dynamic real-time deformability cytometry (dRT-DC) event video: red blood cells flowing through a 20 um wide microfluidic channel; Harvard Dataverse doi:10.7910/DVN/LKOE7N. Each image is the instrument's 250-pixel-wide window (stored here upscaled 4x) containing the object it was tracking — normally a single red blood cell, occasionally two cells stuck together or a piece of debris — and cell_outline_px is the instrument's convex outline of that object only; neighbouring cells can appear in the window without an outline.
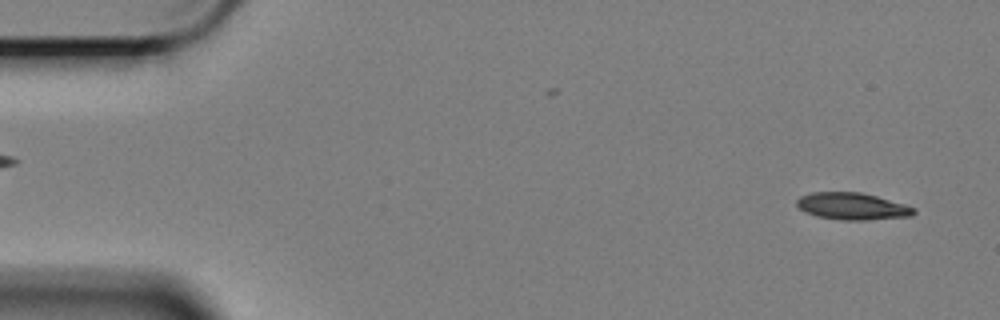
{"species": "Egyptian fruit bat (a non-hibernating species)", "species_latin": "Rousettus aegyptiacus", "temperature_condition": "cold", "stored_images_in_passage": 58, "camera_frame_rate_fps": 3000, "um_per_image_px": 0.085, "animal": {"sex": "female"}, "frame": {"image": 1, "passage_image": 3, "time_ms": 0.667, "image_size_px": [1000, 320], "cell_outline_px": [[916, 212], [912, 216], [868, 220], [840, 220], [816, 216], [800, 208], [796, 204], [796, 200], [800, 196], [812, 192], [860, 192], [876, 196], [904, 204], [916, 208]], "centroid_in_image_um": [72.46, 17.53], "position_along_channel_um": 12.5, "area_um2": 18.38}}
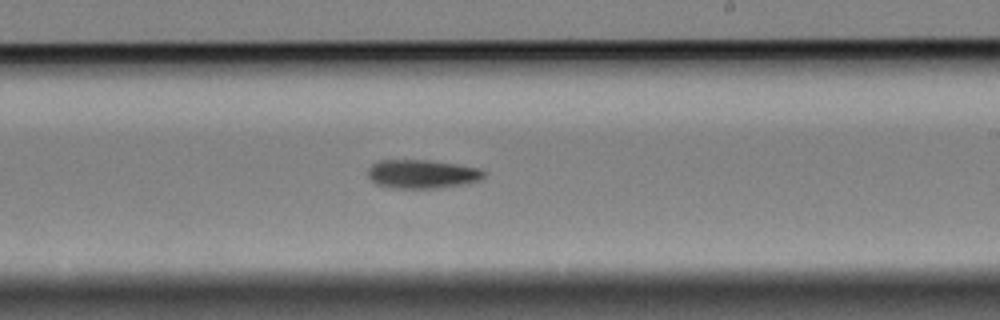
{"frame": {"image": 2, "passage_image": 34, "time_ms": 11.0, "image_size_px": [1000, 320], "cell_outline_px": [[488, 172], [480, 180], [468, 184], [440, 188], [392, 188], [376, 184], [368, 176], [368, 168], [372, 164], [380, 160], [428, 160], [456, 164], [480, 168]], "centroid_in_image_um": [35.92, 14.8], "position_along_channel_um": 253.1, "area_um2": 19.65}}
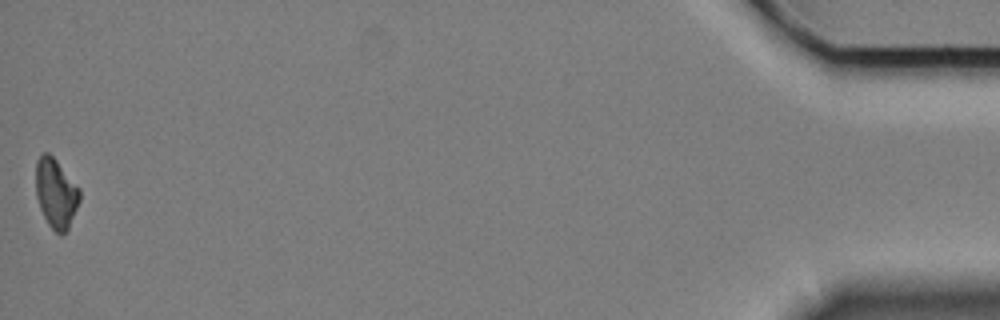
{"frame": {"image": 3, "passage_image": 58, "time_ms": 19.0, "image_size_px": [1000, 320], "cell_outline_px": [[80, 200], [68, 228], [60, 236], [48, 224], [40, 208], [36, 196], [36, 160], [44, 152], [48, 152], [56, 160], [80, 188]], "centroid_in_image_um": [4.75, 16.42], "position_along_channel_um": 430.4, "area_um2": 17.63}, "authors_computed_cell_mechanics": {"area_um2": 19.0451, "velocity_mm_per_s": 3.393, "shape_relaxation_time_tau1_ms": 5.6607, "shape_relaxation_time_tau2_ms": null, "deformation_change_tau1": 0.1455, "deformation_change_tau2": null}}